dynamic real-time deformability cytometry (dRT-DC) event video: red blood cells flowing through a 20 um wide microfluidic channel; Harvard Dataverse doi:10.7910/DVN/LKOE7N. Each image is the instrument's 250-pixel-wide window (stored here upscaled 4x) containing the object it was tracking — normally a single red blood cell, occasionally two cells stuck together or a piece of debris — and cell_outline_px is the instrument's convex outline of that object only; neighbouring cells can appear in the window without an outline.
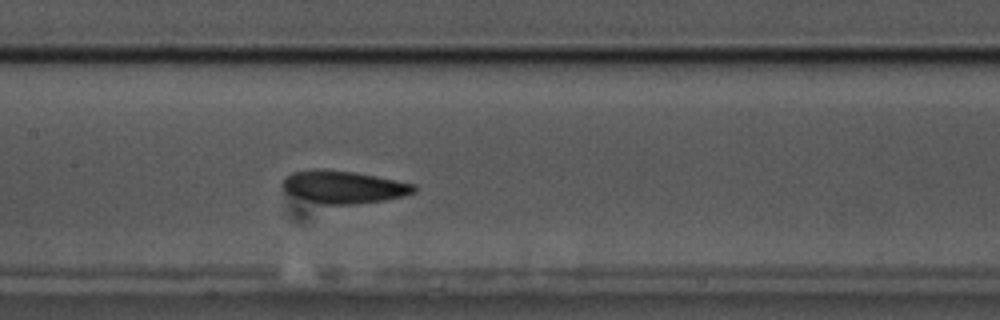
{"species": "common noctule bat (a hibernating species)", "species_latin": "Nyctalus noctula", "temperature_condition": "cold", "stored_images_in_passage": 55, "camera_frame_rate_fps": 3000, "um_per_image_px": 0.085, "animal": {"sex": "male", "body_mass_g": 17.5, "forearm_length_mm": 52.3}, "frame": {"image": 1, "passage_image": 26, "time_ms": 8.333, "image_size_px": [1000, 320], "cell_outline_px": [[416, 192], [404, 196], [384, 200], [356, 204], [324, 204], [292, 196], [284, 192], [280, 184], [284, 176], [292, 172], [312, 168], [316, 168], [352, 172], [396, 180], [416, 184]], "centroid_in_image_um": [29.14, 15.89], "position_along_channel_um": 178.3, "area_um2": 25.2}}
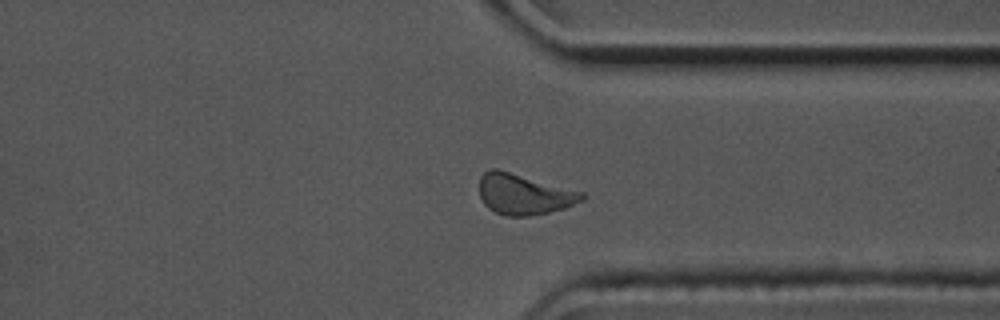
{"frame": {"image": 2, "passage_image": 42, "time_ms": 13.667, "image_size_px": [1000, 320], "cell_outline_px": [[588, 196], [584, 200], [564, 208], [548, 212], [528, 216], [508, 216], [496, 212], [488, 208], [484, 204], [480, 196], [480, 176], [488, 168], [496, 168], [584, 192]], "centroid_in_image_um": [44.54, 16.5], "position_along_channel_um": 366.9, "area_um2": 24.33}}
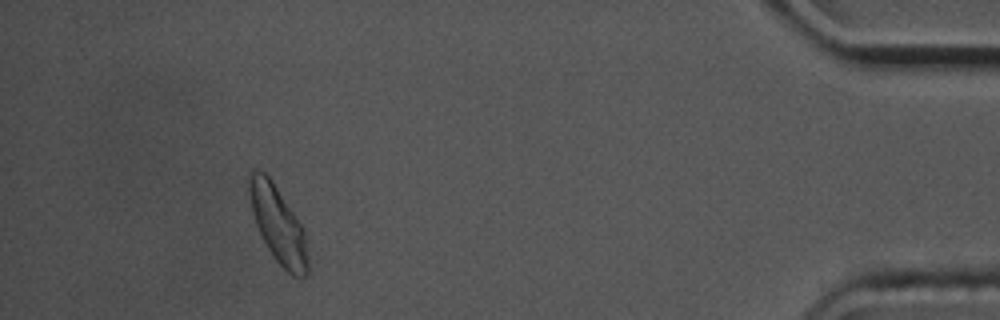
{"frame": {"image": 3, "passage_image": 51, "time_ms": 16.667, "image_size_px": [1000, 320], "cell_outline_px": [[308, 272], [304, 276], [292, 276], [276, 260], [268, 248], [256, 224], [252, 212], [248, 192], [248, 172], [252, 168], [264, 172], [272, 180], [304, 228], [308, 268]], "centroid_in_image_um": [23.61, 19.02], "position_along_channel_um": 411.6, "area_um2": 25.95}, "authors_computed_cell_mechanics": {"area_um2": 24.4494, "velocity_mm_per_s": 3.5392, "shape_relaxation_time_tau1_ms": 6.7067, "shape_relaxation_time_tau2_ms": 4.539, "deformation_change_tau1": 0.1151, "deformation_change_tau2": 0.106}}